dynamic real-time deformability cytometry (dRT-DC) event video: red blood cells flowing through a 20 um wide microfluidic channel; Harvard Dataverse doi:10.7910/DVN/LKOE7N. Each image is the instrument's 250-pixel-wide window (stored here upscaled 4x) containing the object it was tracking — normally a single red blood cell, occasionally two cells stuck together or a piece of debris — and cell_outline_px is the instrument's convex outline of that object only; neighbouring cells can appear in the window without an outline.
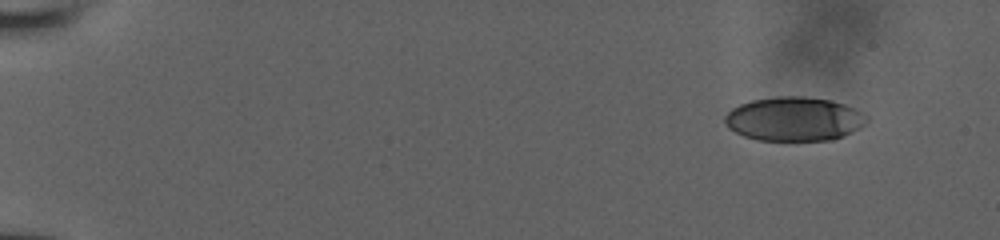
{"species": "human", "species_latin": "Homo sapiens", "temperature_condition": "room temperature", "stored_images_in_passage": 44, "camera_frame_rate_fps": 3000, "um_per_image_px": 0.085, "donor": {"sex": "male"}, "frame": {"image": 1, "passage_image": 1, "time_ms": 0.0, "image_size_px": [1000, 240], "cell_outline_px": [[868, 120], [864, 124], [832, 140], [760, 140], [744, 136], [728, 128], [724, 120], [724, 116], [732, 108], [740, 104], [752, 100], [776, 96], [804, 96], [832, 100], [844, 104], [868, 116]], "centroid_in_image_um": [67.45, 10.1], "position_along_channel_um": 17.5, "area_um2": 36.07}}
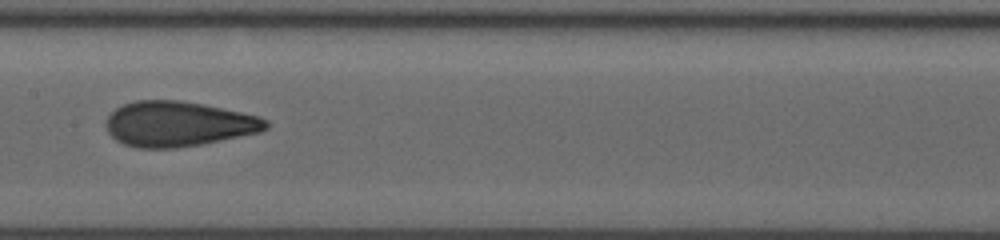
{"frame": {"image": 2, "passage_image": 24, "time_ms": 8.667, "image_size_px": [1000, 240], "cell_outline_px": [[268, 128], [260, 132], [200, 144], [176, 148], [136, 148], [124, 144], [116, 140], [108, 132], [104, 124], [108, 116], [116, 108], [124, 104], [136, 100], [180, 100], [204, 104], [240, 112], [256, 116], [268, 120]], "centroid_in_image_um": [15.12, 10.53], "position_along_channel_um": 192.3, "area_um2": 41.96}}
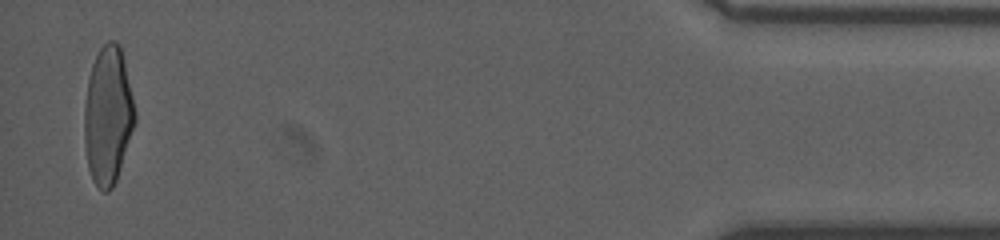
{"frame": {"image": 3, "passage_image": 43, "time_ms": 16.667, "image_size_px": [1000, 240], "cell_outline_px": [[136, 120], [116, 180], [112, 188], [108, 192], [104, 192], [92, 180], [88, 168], [84, 144], [84, 104], [88, 80], [92, 64], [100, 48], [108, 40], [116, 40], [120, 44], [136, 112]], "centroid_in_image_um": [9.16, 9.81], "position_along_channel_um": 426.0, "area_um2": 40.63}, "authors_computed_cell_mechanics": {"area_um2": 40.2577, "velocity_mm_per_s": 3.8642, "shape_relaxation_time_tau1_ms": 8.4064, "shape_relaxation_time_tau2_ms": 1.3437, "deformation_change_tau1": 0.2386, "deformation_change_tau2": 0.0814}}